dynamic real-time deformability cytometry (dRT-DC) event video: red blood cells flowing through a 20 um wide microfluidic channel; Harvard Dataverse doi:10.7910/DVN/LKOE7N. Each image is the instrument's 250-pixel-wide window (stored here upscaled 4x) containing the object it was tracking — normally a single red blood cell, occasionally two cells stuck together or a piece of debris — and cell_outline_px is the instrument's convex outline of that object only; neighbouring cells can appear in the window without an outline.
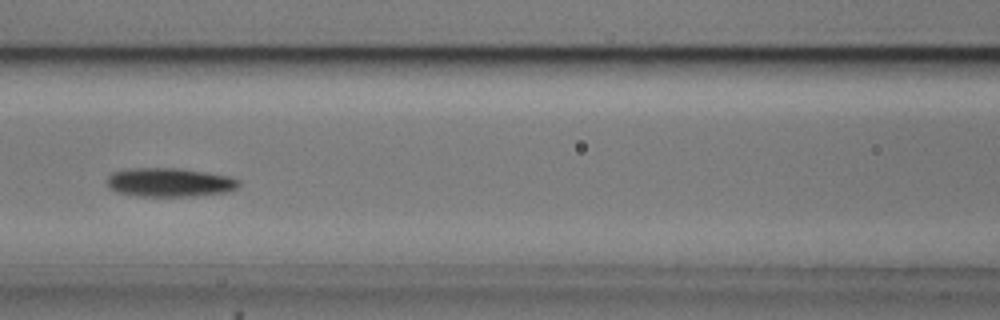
{"species": "common noctule bat (a hibernating species)", "species_latin": "Nyctalus noctula", "temperature_condition": "cold", "stored_images_in_passage": 52, "camera_frame_rate_fps": 3000, "um_per_image_px": 0.085, "animal": {"sex": "male", "body_mass_g": 20.5, "forearm_length_mm": 52.5}, "frame": {"image": 1, "passage_image": 23, "time_ms": 7.333, "image_size_px": [1000, 320], "cell_outline_px": [[240, 184], [236, 188], [224, 192], [196, 196], [136, 196], [116, 192], [108, 184], [108, 176], [112, 172], [132, 168], [180, 168], [208, 172], [228, 176], [240, 180]], "centroid_in_image_um": [14.43, 15.49], "position_along_channel_um": 152.2, "area_um2": 22.14}, "authors_computed_cell_mechanics": {"area_um2": 21.5016, "velocity_mm_per_s": 3.6973, "shape_relaxation_time_tau1_ms": 2.4404, "shape_relaxation_time_tau2_ms": null, "deformation_change_tau1": 0.1096, "deformation_change_tau2": null}}